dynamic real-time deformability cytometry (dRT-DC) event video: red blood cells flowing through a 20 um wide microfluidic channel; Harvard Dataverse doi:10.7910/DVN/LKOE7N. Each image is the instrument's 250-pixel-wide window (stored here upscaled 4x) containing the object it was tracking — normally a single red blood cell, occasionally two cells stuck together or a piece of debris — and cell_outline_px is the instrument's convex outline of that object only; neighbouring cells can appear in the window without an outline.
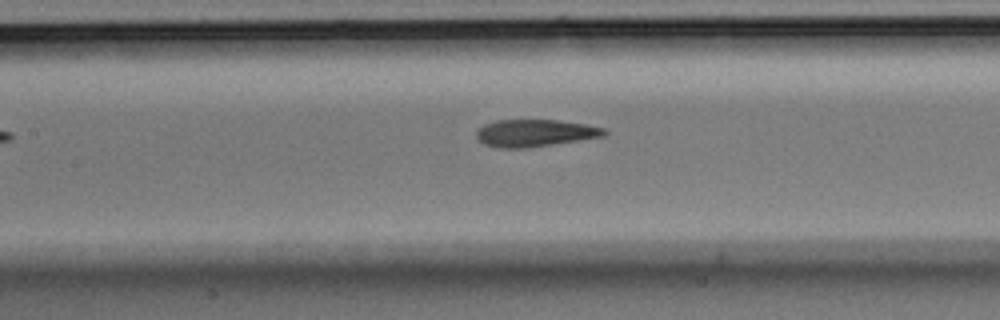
{"species": "Egyptian fruit bat (a non-hibernating species)", "species_latin": "Rousettus aegyptiacus", "temperature_condition": "room temperature", "stored_images_in_passage": 6, "segment_of_instrument_passage": [2, 2], "camera_frame_rate_fps": 3000, "um_per_image_px": 0.085, "animal": {"sex": "male"}, "frame": {"image": 1, "passage_image": 6, "time_ms": 1.667, "image_size_px": [1000, 320], "cell_outline_px": [[608, 132], [604, 136], [528, 148], [496, 148], [484, 144], [476, 136], [476, 132], [484, 124], [496, 120], [556, 120], [584, 124], [604, 128]], "centroid_in_image_um": [45.45, 11.31], "position_along_channel_um": 162.0, "area_um2": 20.17}}